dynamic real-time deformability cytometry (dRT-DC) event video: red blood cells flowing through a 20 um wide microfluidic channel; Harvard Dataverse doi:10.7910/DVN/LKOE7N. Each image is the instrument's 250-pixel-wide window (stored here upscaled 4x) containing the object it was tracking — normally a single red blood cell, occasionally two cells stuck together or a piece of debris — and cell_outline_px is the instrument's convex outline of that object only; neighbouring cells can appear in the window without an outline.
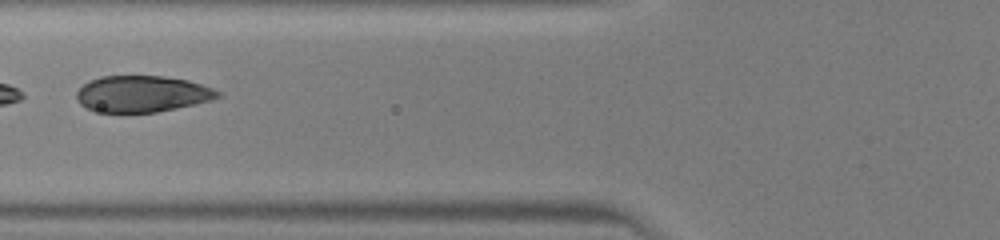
{"species": "human", "species_latin": "Homo sapiens", "temperature_condition": "warm", "stored_images_in_passage": 35, "segment_of_instrument_passage": [2, 2], "camera_frame_rate_fps": 3000, "um_per_image_px": 0.085, "donor": {"sex": "male"}, "frame": {"image": 1, "passage_image": 19, "time_ms": 6.0, "image_size_px": [1000, 240], "cell_outline_px": [[220, 96], [212, 100], [196, 104], [156, 112], [92, 112], [80, 104], [76, 100], [76, 92], [88, 80], [100, 76], [164, 76], [188, 80], [212, 88], [220, 92]], "centroid_in_image_um": [12.04, 7.98], "position_along_channel_um": 113.8, "area_um2": 30.11}}
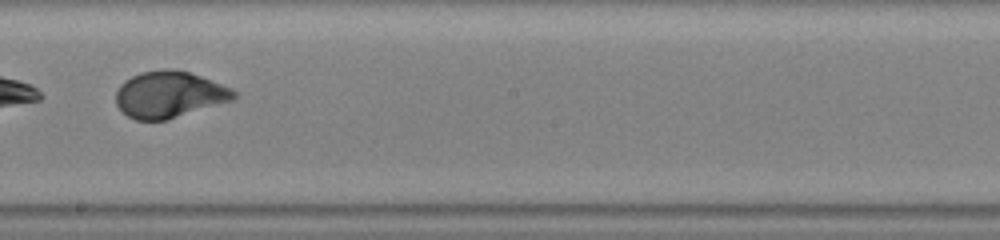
{"frame": {"image": 2, "passage_image": 27, "time_ms": 8.667, "image_size_px": [1000, 240], "cell_outline_px": [[240, 92], [232, 100], [168, 120], [136, 120], [128, 116], [116, 104], [116, 92], [120, 84], [124, 80], [140, 72], [164, 68], [172, 68], [188, 72], [200, 76], [232, 88]], "centroid_in_image_um": [14.39, 8.02], "position_along_channel_um": 233.8, "area_um2": 32.08}}